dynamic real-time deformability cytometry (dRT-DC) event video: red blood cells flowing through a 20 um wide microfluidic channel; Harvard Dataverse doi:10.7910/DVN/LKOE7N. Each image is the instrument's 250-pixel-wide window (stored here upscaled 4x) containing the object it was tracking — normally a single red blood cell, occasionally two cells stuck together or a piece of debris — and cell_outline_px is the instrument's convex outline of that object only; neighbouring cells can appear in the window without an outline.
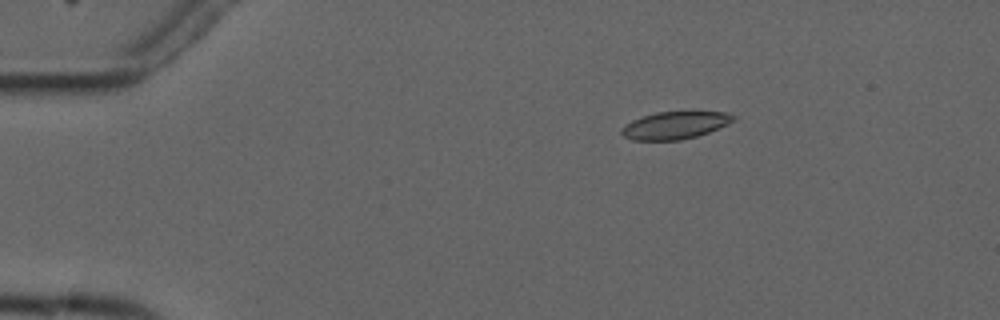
{"species": "common noctule bat (a hibernating species)", "species_latin": "Nyctalus noctula", "temperature_condition": "cold", "stored_images_in_passage": 5, "camera_frame_rate_fps": 3000, "um_per_image_px": 0.085, "animal": {"sex": "male", "forearm_length_mm": 52.5}, "frame": {"image": 1, "passage_image": 3, "time_ms": 2.333, "image_size_px": [1000, 320], "cell_outline_px": [[736, 116], [728, 124], [708, 132], [696, 136], [680, 140], [632, 140], [624, 136], [620, 132], [620, 128], [632, 120], [656, 112], [724, 112]], "centroid_in_image_um": [57.33, 10.65], "position_along_channel_um": 27.7, "area_um2": 17.63}}